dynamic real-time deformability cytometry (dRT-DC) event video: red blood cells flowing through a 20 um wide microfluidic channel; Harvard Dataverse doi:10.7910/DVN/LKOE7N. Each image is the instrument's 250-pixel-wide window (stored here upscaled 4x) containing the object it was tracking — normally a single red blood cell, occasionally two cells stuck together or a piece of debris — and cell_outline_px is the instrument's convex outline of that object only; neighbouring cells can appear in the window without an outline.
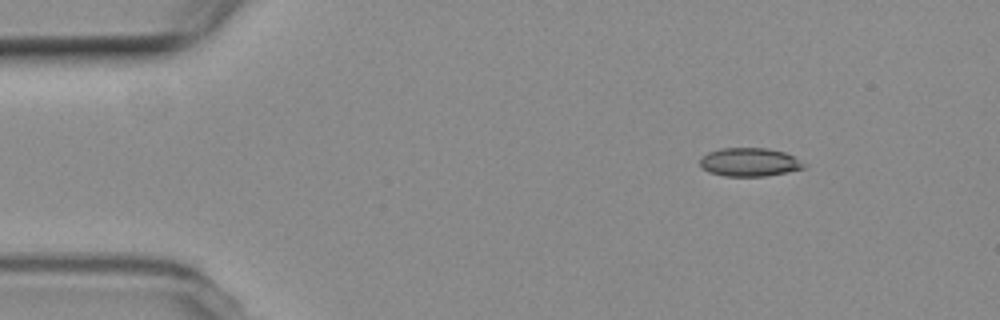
{"species": "common noctule bat (a hibernating species)", "species_latin": "Nyctalus noctula", "temperature_condition": "room temperature", "stored_images_in_passage": 5, "camera_frame_rate_fps": 3000, "um_per_image_px": 0.085, "animal": {"sex": "female", "body_mass_g": 19.3, "forearm_length_mm": 54.1}, "frame": {"image": 1, "passage_image": 1, "time_ms": 0.0, "image_size_px": [1000, 320], "cell_outline_px": [[808, 164], [804, 168], [768, 176], [724, 176], [708, 172], [700, 164], [700, 156], [708, 152], [720, 148], [768, 148], [784, 152]], "centroid_in_image_um": [63.7, 13.78], "position_along_channel_um": 21.3, "area_um2": 17.34}}
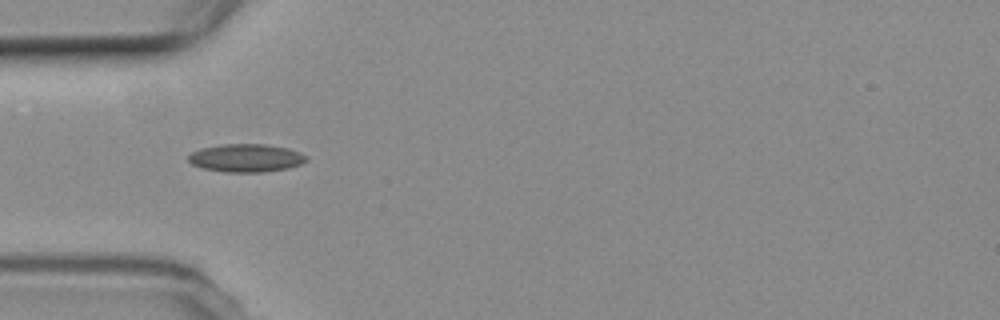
{"frame": {"image": 2, "passage_image": 4, "time_ms": 3.333, "image_size_px": [1000, 320], "cell_outline_px": [[308, 160], [300, 164], [288, 168], [264, 172], [224, 172], [200, 168], [192, 164], [188, 160], [188, 156], [192, 152], [200, 148], [224, 144], [264, 144], [288, 148], [300, 152], [308, 156]], "centroid_in_image_um": [20.91, 13.43], "position_along_channel_um": 64.1, "area_um2": 19.42}}
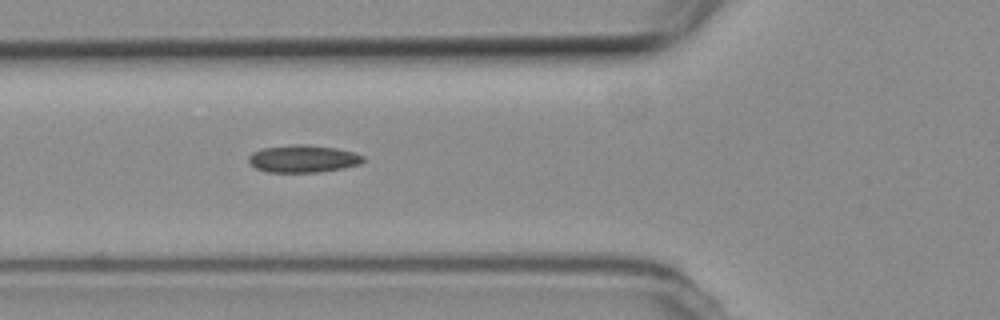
{"frame": {"image": 3, "passage_image": 5, "time_ms": 4.333, "image_size_px": [1000, 320], "cell_outline_px": [[364, 160], [360, 164], [344, 168], [320, 172], [268, 172], [256, 168], [248, 164], [248, 156], [252, 152], [260, 148], [296, 144], [304, 144], [336, 148], [352, 152], [364, 156]], "centroid_in_image_um": [25.72, 13.49], "position_along_channel_um": 100.1, "area_um2": 18.44}}